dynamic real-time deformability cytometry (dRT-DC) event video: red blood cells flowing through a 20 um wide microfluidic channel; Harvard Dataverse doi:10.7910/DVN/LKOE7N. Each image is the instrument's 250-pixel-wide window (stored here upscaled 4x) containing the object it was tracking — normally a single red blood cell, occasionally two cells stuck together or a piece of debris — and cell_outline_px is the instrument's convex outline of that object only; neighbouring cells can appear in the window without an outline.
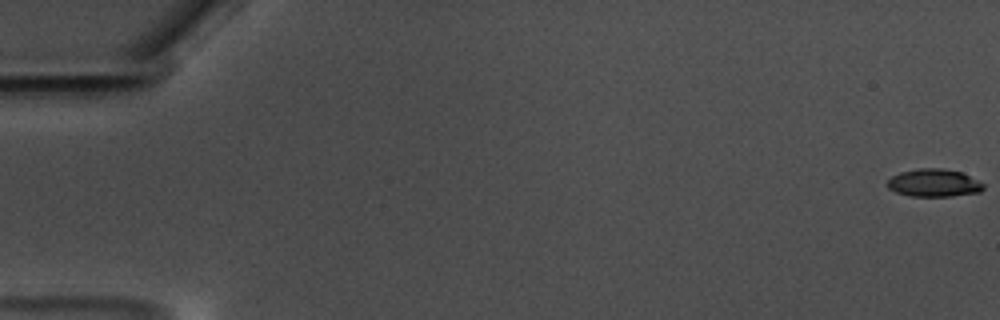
{"species": "common noctule bat (a hibernating species)", "species_latin": "Nyctalus noctula", "temperature_condition": "warm", "stored_images_in_passage": 61, "camera_frame_rate_fps": 3000, "um_per_image_px": 0.085, "animal": {"sex": "male", "body_mass_g": 17.5, "forearm_length_mm": 52.3}, "frame": {"image": 1, "passage_image": 1, "time_ms": 0.0, "image_size_px": [1000, 320], "cell_outline_px": [[984, 188], [980, 192], [952, 196], [912, 196], [896, 192], [888, 188], [884, 184], [892, 176], [900, 172], [920, 168], [944, 168], [960, 172], [984, 184]], "centroid_in_image_um": [79.34, 15.55], "position_along_channel_um": 5.7, "area_um2": 15.49}}
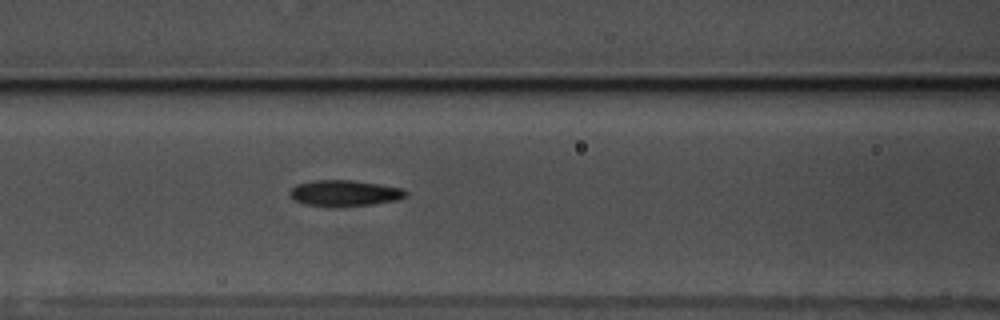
{"frame": {"image": 2, "passage_image": 27, "time_ms": 8.667, "image_size_px": [1000, 320], "cell_outline_px": [[408, 196], [396, 200], [372, 204], [336, 208], [328, 208], [304, 204], [288, 196], [288, 192], [296, 184], [312, 180], [352, 180], [380, 184], [404, 188], [408, 192]], "centroid_in_image_um": [29.27, 16.43], "position_along_channel_um": 137.3, "area_um2": 18.15}}
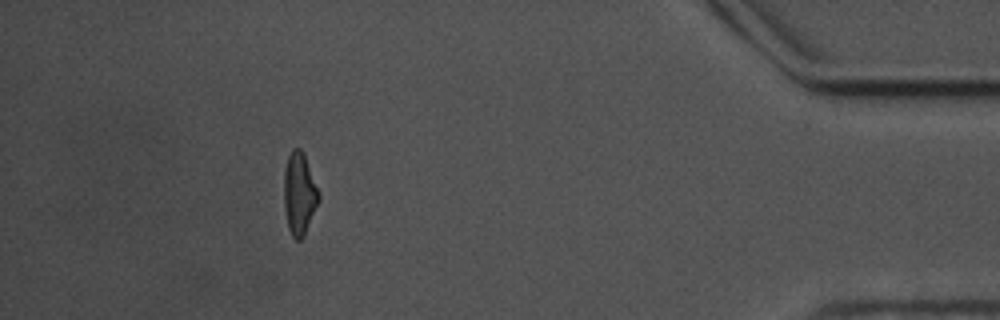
{"frame": {"image": 3, "passage_image": 55, "time_ms": 18.0, "image_size_px": [1000, 320], "cell_outline_px": [[320, 200], [304, 236], [300, 240], [296, 240], [292, 236], [288, 228], [284, 208], [284, 168], [288, 156], [292, 148], [300, 148], [304, 152], [320, 196]], "centroid_in_image_um": [25.44, 16.46], "position_along_channel_um": 409.8, "area_um2": 16.82}, "authors_computed_cell_mechanics": {"area_um2": 16.8198, "velocity_mm_per_s": 3.4872, "shape_relaxation_time_tau1_ms": 3.7405, "shape_relaxation_time_tau2_ms": 3.9473, "deformation_change_tau1": 0.173, "deformation_change_tau2": 0.1126}}